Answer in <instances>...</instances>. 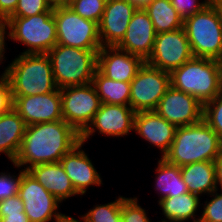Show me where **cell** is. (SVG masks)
<instances>
[{
  "instance_id": "obj_1",
  "label": "cell",
  "mask_w": 222,
  "mask_h": 222,
  "mask_svg": "<svg viewBox=\"0 0 222 222\" xmlns=\"http://www.w3.org/2000/svg\"><path fill=\"white\" fill-rule=\"evenodd\" d=\"M80 142L81 135L64 120L27 126L13 165L27 170L37 164L60 162Z\"/></svg>"
},
{
  "instance_id": "obj_2",
  "label": "cell",
  "mask_w": 222,
  "mask_h": 222,
  "mask_svg": "<svg viewBox=\"0 0 222 222\" xmlns=\"http://www.w3.org/2000/svg\"><path fill=\"white\" fill-rule=\"evenodd\" d=\"M222 152L219 135L204 121L177 127L164 159L179 167L195 162L215 161Z\"/></svg>"
},
{
  "instance_id": "obj_3",
  "label": "cell",
  "mask_w": 222,
  "mask_h": 222,
  "mask_svg": "<svg viewBox=\"0 0 222 222\" xmlns=\"http://www.w3.org/2000/svg\"><path fill=\"white\" fill-rule=\"evenodd\" d=\"M4 69L1 76L8 79L12 96L47 94L57 89L47 53H21Z\"/></svg>"
},
{
  "instance_id": "obj_4",
  "label": "cell",
  "mask_w": 222,
  "mask_h": 222,
  "mask_svg": "<svg viewBox=\"0 0 222 222\" xmlns=\"http://www.w3.org/2000/svg\"><path fill=\"white\" fill-rule=\"evenodd\" d=\"M170 85L204 105L222 91V61L193 57L170 72Z\"/></svg>"
},
{
  "instance_id": "obj_5",
  "label": "cell",
  "mask_w": 222,
  "mask_h": 222,
  "mask_svg": "<svg viewBox=\"0 0 222 222\" xmlns=\"http://www.w3.org/2000/svg\"><path fill=\"white\" fill-rule=\"evenodd\" d=\"M98 52L56 44L47 55L57 88L92 83Z\"/></svg>"
},
{
  "instance_id": "obj_6",
  "label": "cell",
  "mask_w": 222,
  "mask_h": 222,
  "mask_svg": "<svg viewBox=\"0 0 222 222\" xmlns=\"http://www.w3.org/2000/svg\"><path fill=\"white\" fill-rule=\"evenodd\" d=\"M194 57L222 61V15L212 0L202 11L183 22Z\"/></svg>"
},
{
  "instance_id": "obj_7",
  "label": "cell",
  "mask_w": 222,
  "mask_h": 222,
  "mask_svg": "<svg viewBox=\"0 0 222 222\" xmlns=\"http://www.w3.org/2000/svg\"><path fill=\"white\" fill-rule=\"evenodd\" d=\"M7 39L27 46L22 54L48 53L57 44L53 12L29 17H9L5 22Z\"/></svg>"
},
{
  "instance_id": "obj_8",
  "label": "cell",
  "mask_w": 222,
  "mask_h": 222,
  "mask_svg": "<svg viewBox=\"0 0 222 222\" xmlns=\"http://www.w3.org/2000/svg\"><path fill=\"white\" fill-rule=\"evenodd\" d=\"M18 195L30 222H68L72 218L58 211L61 202L23 168Z\"/></svg>"
},
{
  "instance_id": "obj_9",
  "label": "cell",
  "mask_w": 222,
  "mask_h": 222,
  "mask_svg": "<svg viewBox=\"0 0 222 222\" xmlns=\"http://www.w3.org/2000/svg\"><path fill=\"white\" fill-rule=\"evenodd\" d=\"M56 21L57 44L86 50L102 48L98 24L84 19L70 7L54 8Z\"/></svg>"
},
{
  "instance_id": "obj_10",
  "label": "cell",
  "mask_w": 222,
  "mask_h": 222,
  "mask_svg": "<svg viewBox=\"0 0 222 222\" xmlns=\"http://www.w3.org/2000/svg\"><path fill=\"white\" fill-rule=\"evenodd\" d=\"M60 94L63 120L81 135L101 105L93 84L63 87Z\"/></svg>"
},
{
  "instance_id": "obj_11",
  "label": "cell",
  "mask_w": 222,
  "mask_h": 222,
  "mask_svg": "<svg viewBox=\"0 0 222 222\" xmlns=\"http://www.w3.org/2000/svg\"><path fill=\"white\" fill-rule=\"evenodd\" d=\"M169 86V72L144 62L130 82V107L135 112L155 110Z\"/></svg>"
},
{
  "instance_id": "obj_12",
  "label": "cell",
  "mask_w": 222,
  "mask_h": 222,
  "mask_svg": "<svg viewBox=\"0 0 222 222\" xmlns=\"http://www.w3.org/2000/svg\"><path fill=\"white\" fill-rule=\"evenodd\" d=\"M193 57L185 29L182 27L156 34L152 52L145 62L170 73Z\"/></svg>"
},
{
  "instance_id": "obj_13",
  "label": "cell",
  "mask_w": 222,
  "mask_h": 222,
  "mask_svg": "<svg viewBox=\"0 0 222 222\" xmlns=\"http://www.w3.org/2000/svg\"><path fill=\"white\" fill-rule=\"evenodd\" d=\"M136 112L130 105L101 103L91 124L81 134V142L85 143L95 132L107 137H124L134 132ZM91 136V137H90Z\"/></svg>"
},
{
  "instance_id": "obj_14",
  "label": "cell",
  "mask_w": 222,
  "mask_h": 222,
  "mask_svg": "<svg viewBox=\"0 0 222 222\" xmlns=\"http://www.w3.org/2000/svg\"><path fill=\"white\" fill-rule=\"evenodd\" d=\"M155 111L169 123L182 127L202 121L204 105L194 96L170 85Z\"/></svg>"
},
{
  "instance_id": "obj_15",
  "label": "cell",
  "mask_w": 222,
  "mask_h": 222,
  "mask_svg": "<svg viewBox=\"0 0 222 222\" xmlns=\"http://www.w3.org/2000/svg\"><path fill=\"white\" fill-rule=\"evenodd\" d=\"M13 109L27 126L63 120L60 89L47 94L12 96Z\"/></svg>"
},
{
  "instance_id": "obj_16",
  "label": "cell",
  "mask_w": 222,
  "mask_h": 222,
  "mask_svg": "<svg viewBox=\"0 0 222 222\" xmlns=\"http://www.w3.org/2000/svg\"><path fill=\"white\" fill-rule=\"evenodd\" d=\"M137 7L127 0H107L98 23L101 46H116L124 37Z\"/></svg>"
},
{
  "instance_id": "obj_17",
  "label": "cell",
  "mask_w": 222,
  "mask_h": 222,
  "mask_svg": "<svg viewBox=\"0 0 222 222\" xmlns=\"http://www.w3.org/2000/svg\"><path fill=\"white\" fill-rule=\"evenodd\" d=\"M155 38L156 32L150 17L144 8H137L124 37L116 47L140 56L145 61L152 52Z\"/></svg>"
},
{
  "instance_id": "obj_18",
  "label": "cell",
  "mask_w": 222,
  "mask_h": 222,
  "mask_svg": "<svg viewBox=\"0 0 222 222\" xmlns=\"http://www.w3.org/2000/svg\"><path fill=\"white\" fill-rule=\"evenodd\" d=\"M144 60L116 46H104L97 54V69L106 77L131 82Z\"/></svg>"
},
{
  "instance_id": "obj_19",
  "label": "cell",
  "mask_w": 222,
  "mask_h": 222,
  "mask_svg": "<svg viewBox=\"0 0 222 222\" xmlns=\"http://www.w3.org/2000/svg\"><path fill=\"white\" fill-rule=\"evenodd\" d=\"M177 127L162 118L155 110L136 112L134 133H137L151 146L159 148L160 157L169 151Z\"/></svg>"
},
{
  "instance_id": "obj_20",
  "label": "cell",
  "mask_w": 222,
  "mask_h": 222,
  "mask_svg": "<svg viewBox=\"0 0 222 222\" xmlns=\"http://www.w3.org/2000/svg\"><path fill=\"white\" fill-rule=\"evenodd\" d=\"M83 146L84 143L80 142L60 160L79 196L86 194L91 186L103 185L101 174L97 172L89 155L82 150Z\"/></svg>"
},
{
  "instance_id": "obj_21",
  "label": "cell",
  "mask_w": 222,
  "mask_h": 222,
  "mask_svg": "<svg viewBox=\"0 0 222 222\" xmlns=\"http://www.w3.org/2000/svg\"><path fill=\"white\" fill-rule=\"evenodd\" d=\"M27 171L61 203L79 195L60 162L37 164Z\"/></svg>"
},
{
  "instance_id": "obj_22",
  "label": "cell",
  "mask_w": 222,
  "mask_h": 222,
  "mask_svg": "<svg viewBox=\"0 0 222 222\" xmlns=\"http://www.w3.org/2000/svg\"><path fill=\"white\" fill-rule=\"evenodd\" d=\"M26 127L23 118L13 108L0 115V153L12 163L19 152Z\"/></svg>"
},
{
  "instance_id": "obj_23",
  "label": "cell",
  "mask_w": 222,
  "mask_h": 222,
  "mask_svg": "<svg viewBox=\"0 0 222 222\" xmlns=\"http://www.w3.org/2000/svg\"><path fill=\"white\" fill-rule=\"evenodd\" d=\"M182 178L188 192L198 195L209 196L217 189L215 179L214 161L195 162L180 167Z\"/></svg>"
},
{
  "instance_id": "obj_24",
  "label": "cell",
  "mask_w": 222,
  "mask_h": 222,
  "mask_svg": "<svg viewBox=\"0 0 222 222\" xmlns=\"http://www.w3.org/2000/svg\"><path fill=\"white\" fill-rule=\"evenodd\" d=\"M200 200L201 198L198 195L190 192L184 193L181 196L166 197L158 200V205L163 213L162 215L165 217V219L161 220L170 222H186L192 220L193 222H199L200 216L196 213L201 205Z\"/></svg>"
},
{
  "instance_id": "obj_25",
  "label": "cell",
  "mask_w": 222,
  "mask_h": 222,
  "mask_svg": "<svg viewBox=\"0 0 222 222\" xmlns=\"http://www.w3.org/2000/svg\"><path fill=\"white\" fill-rule=\"evenodd\" d=\"M155 172L157 175L155 176L154 187L158 197L160 196L159 200L166 197L181 196L188 192L179 166L171 164L160 157Z\"/></svg>"
},
{
  "instance_id": "obj_26",
  "label": "cell",
  "mask_w": 222,
  "mask_h": 222,
  "mask_svg": "<svg viewBox=\"0 0 222 222\" xmlns=\"http://www.w3.org/2000/svg\"><path fill=\"white\" fill-rule=\"evenodd\" d=\"M144 10L150 17L156 34L183 27L184 20L174 9L170 0H153L144 7Z\"/></svg>"
},
{
  "instance_id": "obj_27",
  "label": "cell",
  "mask_w": 222,
  "mask_h": 222,
  "mask_svg": "<svg viewBox=\"0 0 222 222\" xmlns=\"http://www.w3.org/2000/svg\"><path fill=\"white\" fill-rule=\"evenodd\" d=\"M92 84L101 103L129 105L130 82L112 80L97 69L94 73Z\"/></svg>"
},
{
  "instance_id": "obj_28",
  "label": "cell",
  "mask_w": 222,
  "mask_h": 222,
  "mask_svg": "<svg viewBox=\"0 0 222 222\" xmlns=\"http://www.w3.org/2000/svg\"><path fill=\"white\" fill-rule=\"evenodd\" d=\"M116 199L107 204L94 205L92 209L84 215L79 216L83 222H122L121 220V206L122 196L115 197ZM72 218L75 222H82Z\"/></svg>"
},
{
  "instance_id": "obj_29",
  "label": "cell",
  "mask_w": 222,
  "mask_h": 222,
  "mask_svg": "<svg viewBox=\"0 0 222 222\" xmlns=\"http://www.w3.org/2000/svg\"><path fill=\"white\" fill-rule=\"evenodd\" d=\"M106 2L107 0H72L69 7L84 19L98 24L103 16Z\"/></svg>"
},
{
  "instance_id": "obj_30",
  "label": "cell",
  "mask_w": 222,
  "mask_h": 222,
  "mask_svg": "<svg viewBox=\"0 0 222 222\" xmlns=\"http://www.w3.org/2000/svg\"><path fill=\"white\" fill-rule=\"evenodd\" d=\"M203 120L222 141V91L213 100L204 104Z\"/></svg>"
},
{
  "instance_id": "obj_31",
  "label": "cell",
  "mask_w": 222,
  "mask_h": 222,
  "mask_svg": "<svg viewBox=\"0 0 222 222\" xmlns=\"http://www.w3.org/2000/svg\"><path fill=\"white\" fill-rule=\"evenodd\" d=\"M138 202L137 197L126 198L122 196V222H151L145 208H142Z\"/></svg>"
},
{
  "instance_id": "obj_32",
  "label": "cell",
  "mask_w": 222,
  "mask_h": 222,
  "mask_svg": "<svg viewBox=\"0 0 222 222\" xmlns=\"http://www.w3.org/2000/svg\"><path fill=\"white\" fill-rule=\"evenodd\" d=\"M211 200L201 203L203 209L200 214L199 222H222V192L218 193L216 189L209 194ZM213 197V198H212Z\"/></svg>"
},
{
  "instance_id": "obj_33",
  "label": "cell",
  "mask_w": 222,
  "mask_h": 222,
  "mask_svg": "<svg viewBox=\"0 0 222 222\" xmlns=\"http://www.w3.org/2000/svg\"><path fill=\"white\" fill-rule=\"evenodd\" d=\"M53 11L48 0H18L17 7L10 17H29Z\"/></svg>"
},
{
  "instance_id": "obj_34",
  "label": "cell",
  "mask_w": 222,
  "mask_h": 222,
  "mask_svg": "<svg viewBox=\"0 0 222 222\" xmlns=\"http://www.w3.org/2000/svg\"><path fill=\"white\" fill-rule=\"evenodd\" d=\"M21 180L22 168L18 175L0 172V201L18 195Z\"/></svg>"
},
{
  "instance_id": "obj_35",
  "label": "cell",
  "mask_w": 222,
  "mask_h": 222,
  "mask_svg": "<svg viewBox=\"0 0 222 222\" xmlns=\"http://www.w3.org/2000/svg\"><path fill=\"white\" fill-rule=\"evenodd\" d=\"M212 0H170L174 9L178 12L179 16L185 20L186 18L202 11Z\"/></svg>"
},
{
  "instance_id": "obj_36",
  "label": "cell",
  "mask_w": 222,
  "mask_h": 222,
  "mask_svg": "<svg viewBox=\"0 0 222 222\" xmlns=\"http://www.w3.org/2000/svg\"><path fill=\"white\" fill-rule=\"evenodd\" d=\"M13 108V98L8 79L0 75V115Z\"/></svg>"
},
{
  "instance_id": "obj_37",
  "label": "cell",
  "mask_w": 222,
  "mask_h": 222,
  "mask_svg": "<svg viewBox=\"0 0 222 222\" xmlns=\"http://www.w3.org/2000/svg\"><path fill=\"white\" fill-rule=\"evenodd\" d=\"M24 204L19 195L0 201V219L8 213H25Z\"/></svg>"
},
{
  "instance_id": "obj_38",
  "label": "cell",
  "mask_w": 222,
  "mask_h": 222,
  "mask_svg": "<svg viewBox=\"0 0 222 222\" xmlns=\"http://www.w3.org/2000/svg\"><path fill=\"white\" fill-rule=\"evenodd\" d=\"M18 0H0V20L5 22L15 11Z\"/></svg>"
},
{
  "instance_id": "obj_39",
  "label": "cell",
  "mask_w": 222,
  "mask_h": 222,
  "mask_svg": "<svg viewBox=\"0 0 222 222\" xmlns=\"http://www.w3.org/2000/svg\"><path fill=\"white\" fill-rule=\"evenodd\" d=\"M7 28L4 22L0 23V64H3V60L5 59V51L7 50V47H5L7 44H5V40L7 39ZM6 48V50H5Z\"/></svg>"
},
{
  "instance_id": "obj_40",
  "label": "cell",
  "mask_w": 222,
  "mask_h": 222,
  "mask_svg": "<svg viewBox=\"0 0 222 222\" xmlns=\"http://www.w3.org/2000/svg\"><path fill=\"white\" fill-rule=\"evenodd\" d=\"M215 164V179H216V187L217 190L219 191L220 187V191H222V152L221 154L216 158V160L214 161Z\"/></svg>"
},
{
  "instance_id": "obj_41",
  "label": "cell",
  "mask_w": 222,
  "mask_h": 222,
  "mask_svg": "<svg viewBox=\"0 0 222 222\" xmlns=\"http://www.w3.org/2000/svg\"><path fill=\"white\" fill-rule=\"evenodd\" d=\"M0 222H30V220L25 213H8L0 219Z\"/></svg>"
},
{
  "instance_id": "obj_42",
  "label": "cell",
  "mask_w": 222,
  "mask_h": 222,
  "mask_svg": "<svg viewBox=\"0 0 222 222\" xmlns=\"http://www.w3.org/2000/svg\"><path fill=\"white\" fill-rule=\"evenodd\" d=\"M48 3L54 9L58 7H69L71 0H48Z\"/></svg>"
},
{
  "instance_id": "obj_43",
  "label": "cell",
  "mask_w": 222,
  "mask_h": 222,
  "mask_svg": "<svg viewBox=\"0 0 222 222\" xmlns=\"http://www.w3.org/2000/svg\"><path fill=\"white\" fill-rule=\"evenodd\" d=\"M129 3L133 4L137 8H144L148 3L153 0H127Z\"/></svg>"
},
{
  "instance_id": "obj_44",
  "label": "cell",
  "mask_w": 222,
  "mask_h": 222,
  "mask_svg": "<svg viewBox=\"0 0 222 222\" xmlns=\"http://www.w3.org/2000/svg\"><path fill=\"white\" fill-rule=\"evenodd\" d=\"M217 5L222 15V0H213Z\"/></svg>"
},
{
  "instance_id": "obj_45",
  "label": "cell",
  "mask_w": 222,
  "mask_h": 222,
  "mask_svg": "<svg viewBox=\"0 0 222 222\" xmlns=\"http://www.w3.org/2000/svg\"><path fill=\"white\" fill-rule=\"evenodd\" d=\"M68 222H75V220L73 218H71Z\"/></svg>"
}]
</instances>
